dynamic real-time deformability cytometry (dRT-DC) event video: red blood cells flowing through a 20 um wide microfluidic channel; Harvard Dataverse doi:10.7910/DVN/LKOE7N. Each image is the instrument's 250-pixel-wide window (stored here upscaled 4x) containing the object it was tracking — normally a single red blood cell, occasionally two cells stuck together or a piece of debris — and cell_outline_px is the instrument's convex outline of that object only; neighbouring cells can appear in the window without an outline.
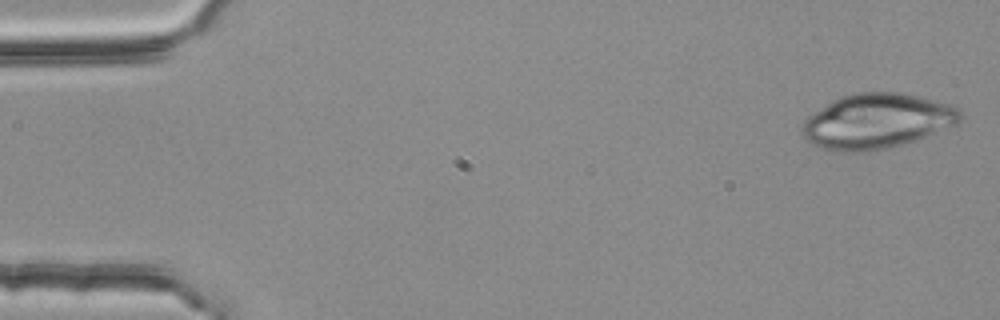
{"species": "common noctule bat (a hibernating species)", "species_latin": "Nyctalus noctula", "temperature_condition": "room temperature", "stored_images_in_passage": 3, "camera_frame_rate_fps": 3000, "um_per_image_px": 0.085, "animal": {"sex": "female", "body_mass_g": 25.1}, "frame": {"image": 1, "passage_image": 1, "time_ms": 0.0, "image_size_px": [1000, 320], "cell_outline_px": [[960, 120], [956, 124], [916, 140], [888, 148], [868, 152], [836, 152], [812, 144], [804, 136], [800, 128], [804, 120], [812, 112], [832, 100], [840, 96], [856, 92], [900, 92], [948, 104], [956, 108], [960, 112]], "centroid_in_image_um": [74.46, 10.3], "position_along_channel_um": 10.5, "area_um2": 50.52}}